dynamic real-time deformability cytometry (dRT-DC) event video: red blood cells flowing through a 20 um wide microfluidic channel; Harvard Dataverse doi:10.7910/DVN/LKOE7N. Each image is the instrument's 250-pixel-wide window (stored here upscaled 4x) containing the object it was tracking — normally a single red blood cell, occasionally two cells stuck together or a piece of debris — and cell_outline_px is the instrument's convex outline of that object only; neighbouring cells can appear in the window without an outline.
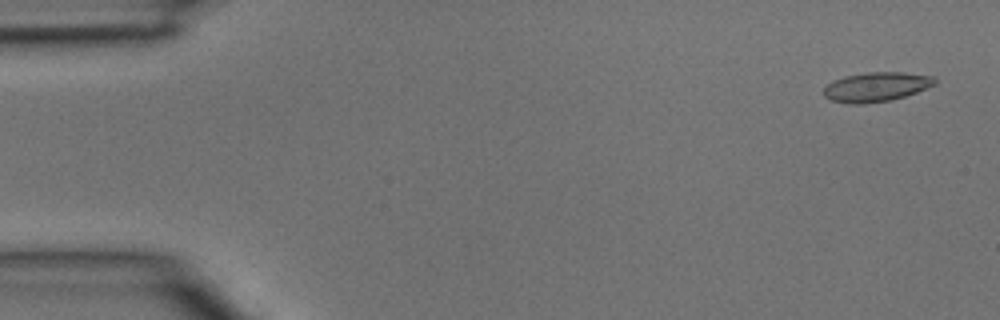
{"species": "common noctule bat (a hibernating species)", "species_latin": "Nyctalus noctula", "temperature_condition": "room temperature", "stored_images_in_passage": 5, "camera_frame_rate_fps": 3000, "um_per_image_px": 0.085, "animal": {"sex": "male", "body_mass_g": 15.6}, "frame": {"image": 1, "passage_image": 5, "time_ms": 1.333, "image_size_px": [1000, 320], "cell_outline_px": [[936, 84], [916, 92], [892, 100], [860, 104], [852, 104], [832, 100], [824, 96], [824, 88], [832, 80], [844, 76], [868, 72], [904, 72], [932, 76], [936, 80]], "centroid_in_image_um": [74.47, 7.38], "position_along_channel_um": 10.5, "area_um2": 18.96}}